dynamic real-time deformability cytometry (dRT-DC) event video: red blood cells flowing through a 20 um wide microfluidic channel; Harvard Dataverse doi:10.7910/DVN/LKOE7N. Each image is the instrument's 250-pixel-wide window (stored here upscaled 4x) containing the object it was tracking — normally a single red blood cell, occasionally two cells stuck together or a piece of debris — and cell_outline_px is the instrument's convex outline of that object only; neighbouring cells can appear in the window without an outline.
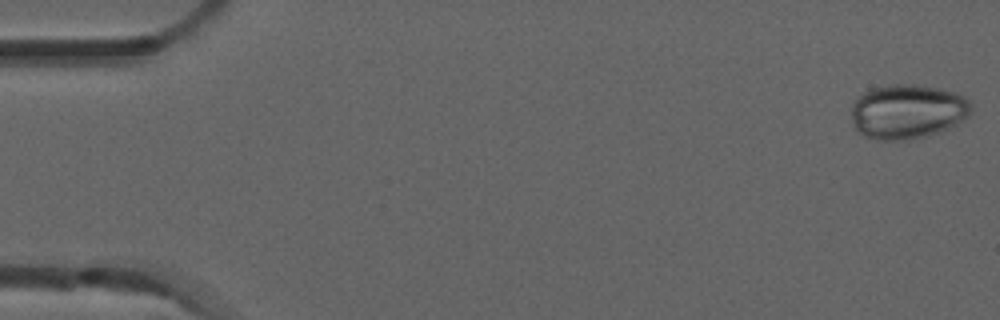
{"species": "common noctule bat (a hibernating species)", "species_latin": "Nyctalus noctula", "temperature_condition": "room temperature", "stored_images_in_passage": 6, "camera_frame_rate_fps": 3000, "um_per_image_px": 0.085, "animal": {"sex": "male", "forearm_length_mm": 52.5}, "frame": {"image": 1, "passage_image": 1, "time_ms": 0.0, "image_size_px": [1000, 320], "cell_outline_px": [[972, 112], [968, 116], [956, 124], [940, 132], [928, 136], [908, 140], [876, 140], [864, 136], [856, 132], [852, 120], [852, 104], [856, 96], [872, 88], [892, 84], [916, 84], [956, 92], [964, 96], [972, 104]], "centroid_in_image_um": [77.12, 9.49], "position_along_channel_um": 7.9, "area_um2": 38.61}}